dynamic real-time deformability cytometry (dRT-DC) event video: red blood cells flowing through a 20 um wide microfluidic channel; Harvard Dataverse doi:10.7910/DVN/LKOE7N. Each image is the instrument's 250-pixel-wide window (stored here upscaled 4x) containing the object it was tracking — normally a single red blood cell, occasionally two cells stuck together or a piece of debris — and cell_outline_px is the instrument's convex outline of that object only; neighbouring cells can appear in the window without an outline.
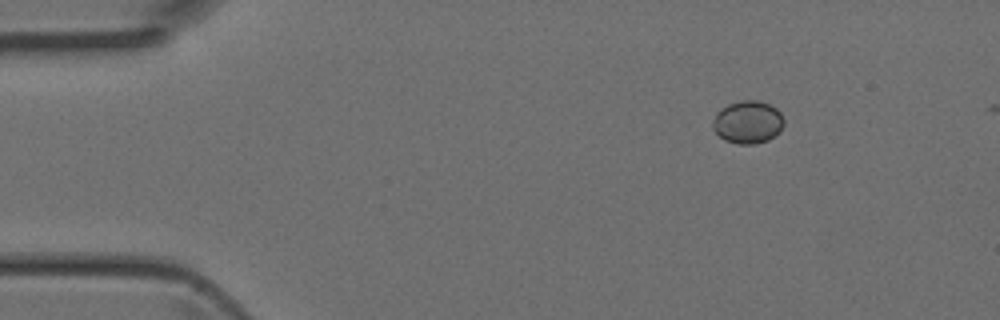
{"species": "Egyptian fruit bat (a non-hibernating species)", "species_latin": "Rousettus aegyptiacus", "temperature_condition": "room temperature", "stored_images_in_passage": 4, "segment_of_instrument_passage": [2, 2], "camera_frame_rate_fps": 3000, "um_per_image_px": 0.085, "animal": {"sex": "female"}, "frame": {"image": 1, "passage_image": 4, "time_ms": 1.0, "image_size_px": [1000, 320], "cell_outline_px": [[784, 124], [780, 132], [768, 140], [756, 144], [736, 144], [724, 140], [712, 128], [712, 120], [716, 112], [720, 108], [728, 104], [740, 100], [756, 100], [768, 104], [776, 108], [780, 112], [784, 120]], "centroid_in_image_um": [63.55, 10.38], "position_along_channel_um": 21.5, "area_um2": 17.98}}